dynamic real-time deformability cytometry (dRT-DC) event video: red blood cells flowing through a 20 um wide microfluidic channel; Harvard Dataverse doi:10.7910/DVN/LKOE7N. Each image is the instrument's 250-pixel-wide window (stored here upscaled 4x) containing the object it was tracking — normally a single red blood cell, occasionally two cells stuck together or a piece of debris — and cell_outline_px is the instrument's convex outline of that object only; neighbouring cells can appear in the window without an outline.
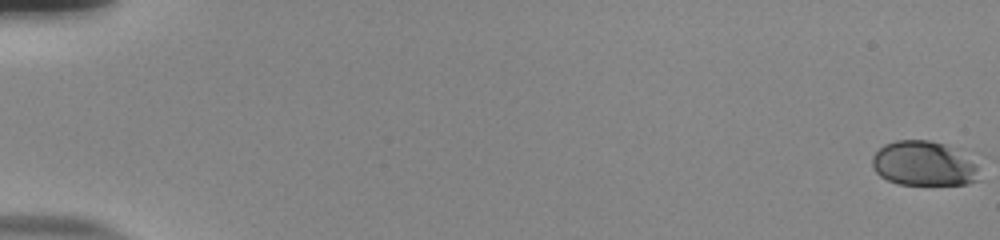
{"species": "human", "species_latin": "Homo sapiens", "temperature_condition": "room temperature", "stored_images_in_passage": 56, "camera_frame_rate_fps": 3000, "um_per_image_px": 0.085, "donor": {"sex": "male"}, "frame": {"image": 1, "passage_image": 1, "time_ms": 0.0, "image_size_px": [1000, 240], "cell_outline_px": [[980, 180], [968, 184], [900, 184], [888, 180], [880, 176], [872, 168], [872, 156], [884, 144], [896, 140], [928, 140], [944, 144], [980, 160]], "centroid_in_image_um": [78.62, 13.9], "position_along_channel_um": 6.4, "area_um2": 28.55}}
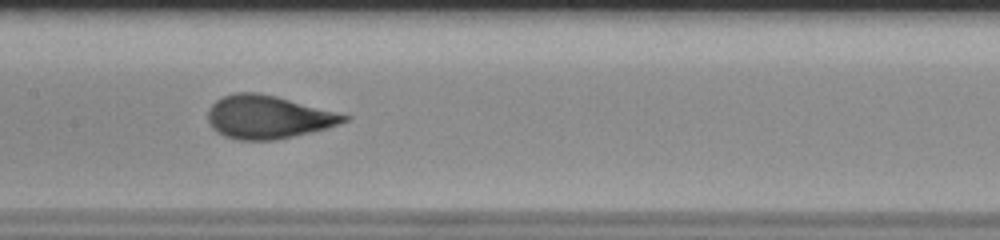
{"frame": {"image": 2, "passage_image": 30, "time_ms": 9.667, "image_size_px": [1000, 240], "cell_outline_px": [[352, 116], [348, 120], [328, 128], [276, 140], [240, 140], [224, 136], [216, 132], [208, 124], [208, 108], [216, 100], [224, 96], [236, 92], [256, 92], [276, 96]], "centroid_in_image_um": [22.76, 9.95], "position_along_channel_um": 184.6, "area_um2": 34.28}}
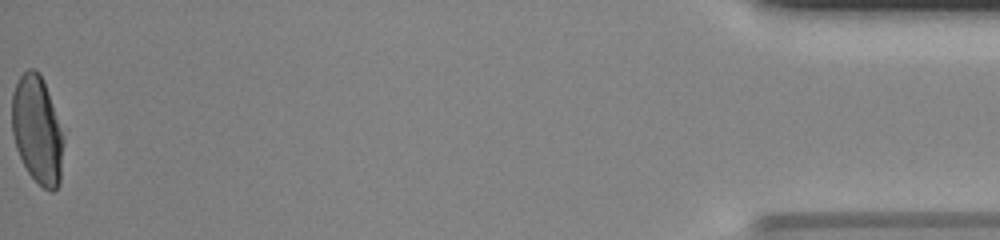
{"frame": {"image": 3, "passage_image": 56, "time_ms": 18.333, "image_size_px": [1000, 240], "cell_outline_px": [[64, 140], [60, 184], [52, 192], [44, 188], [28, 172], [16, 148], [12, 132], [12, 92], [20, 76], [28, 68], [36, 68], [40, 72], [44, 80]], "centroid_in_image_um": [3.16, 11.03], "position_along_channel_um": 432.0, "area_um2": 32.19}, "authors_computed_cell_mechanics": {"area_um2": 33.1772, "velocity_mm_per_s": 3.8726, "shape_relaxation_time_tau1_ms": 5.1892, "shape_relaxation_time_tau2_ms": null, "deformation_change_tau1": 0.2022, "deformation_change_tau2": null}}